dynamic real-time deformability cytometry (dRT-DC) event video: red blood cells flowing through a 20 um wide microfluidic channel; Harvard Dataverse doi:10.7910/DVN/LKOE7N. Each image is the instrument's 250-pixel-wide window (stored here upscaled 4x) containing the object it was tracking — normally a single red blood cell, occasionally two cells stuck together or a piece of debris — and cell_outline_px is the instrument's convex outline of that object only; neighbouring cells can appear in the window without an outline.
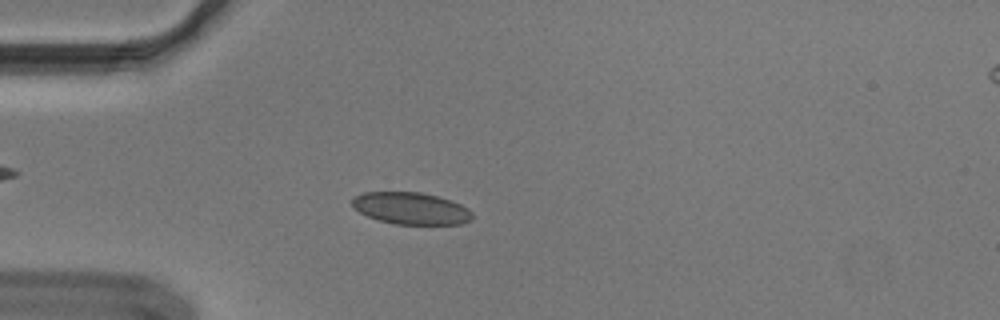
{"species": "Egyptian fruit bat (a non-hibernating species)", "species_latin": "Rousettus aegyptiacus", "temperature_condition": "cold", "stored_images_in_passage": 55, "camera_frame_rate_fps": 3000, "um_per_image_px": 0.085, "animal": {"sex": "male"}, "frame": {"image": 1, "passage_image": 15, "time_ms": 4.667, "image_size_px": [1000, 320], "cell_outline_px": [[472, 220], [460, 224], [396, 224], [380, 220], [368, 216], [352, 208], [352, 196], [364, 192], [420, 192], [452, 200], [468, 208], [472, 212]], "centroid_in_image_um": [34.92, 17.7], "position_along_channel_um": 50.1, "area_um2": 22.43}}
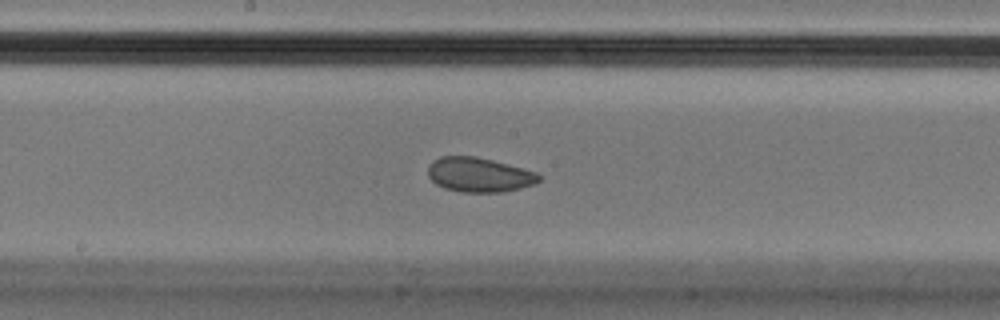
{"frame": {"image": 2, "passage_image": 29, "time_ms": 9.333, "image_size_px": [1000, 320], "cell_outline_px": [[544, 176], [536, 184], [520, 188], [500, 192], [460, 192], [444, 188], [436, 184], [428, 176], [428, 164], [432, 160], [440, 156], [476, 156], [508, 164], [536, 172]], "centroid_in_image_um": [40.72, 14.85], "position_along_channel_um": 207.5, "area_um2": 22.54}}
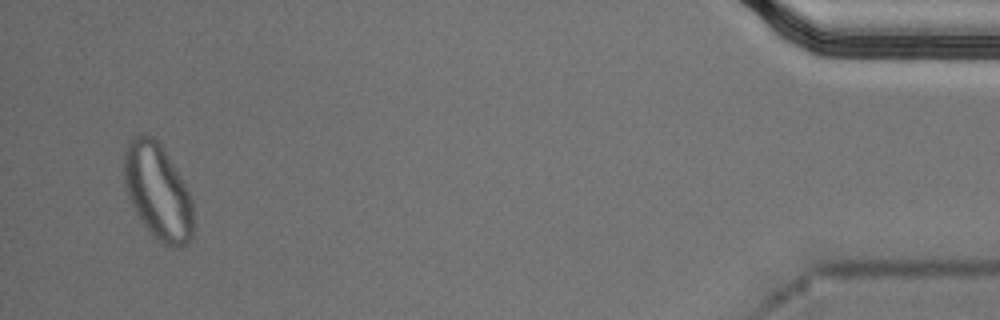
{"frame": {"image": 3, "passage_image": 53, "time_ms": 17.333, "image_size_px": [1000, 320], "cell_outline_px": [[192, 236], [188, 244], [180, 248], [172, 248], [156, 240], [152, 236], [136, 212], [128, 196], [124, 184], [124, 152], [128, 140], [132, 136], [144, 132], [152, 136], [160, 144], [168, 156], [184, 184], [192, 200]], "centroid_in_image_um": [13.39, 16.29], "position_along_channel_um": 421.8, "area_um2": 38.67}, "authors_computed_cell_mechanics": {"area_um2": 23.1778, "velocity_mm_per_s": 3.6266, "shape_relaxation_time_tau1_ms": 10.028, "shape_relaxation_time_tau2_ms": 1.523, "deformation_change_tau1": 0.1542, "deformation_change_tau2": 0.0662}}